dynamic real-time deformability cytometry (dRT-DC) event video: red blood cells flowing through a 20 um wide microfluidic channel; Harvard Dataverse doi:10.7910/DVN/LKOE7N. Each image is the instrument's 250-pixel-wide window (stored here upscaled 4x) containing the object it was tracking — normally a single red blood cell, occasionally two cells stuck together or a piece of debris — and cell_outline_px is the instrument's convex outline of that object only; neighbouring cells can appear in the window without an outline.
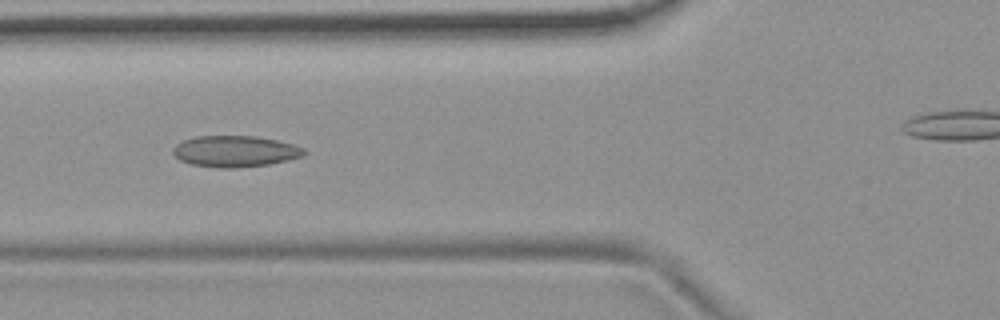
{"species": "common noctule bat (a hibernating species)", "species_latin": "Nyctalus noctula", "temperature_condition": "room temperature", "stored_images_in_passage": 46, "camera_frame_rate_fps": 3000, "um_per_image_px": 0.085, "animal": {"sex": "female", "body_mass_g": 19.9}, "frame": {"image": 1, "passage_image": 19, "time_ms": 6.0, "image_size_px": [1000, 320], "cell_outline_px": [[308, 152], [304, 156], [288, 160], [268, 164], [236, 168], [216, 168], [192, 164], [180, 160], [172, 152], [172, 148], [176, 144], [184, 140], [196, 136], [256, 136], [276, 140], [292, 144], [304, 148]], "centroid_in_image_um": [19.99, 12.86], "position_along_channel_um": 105.8, "area_um2": 23.93}}
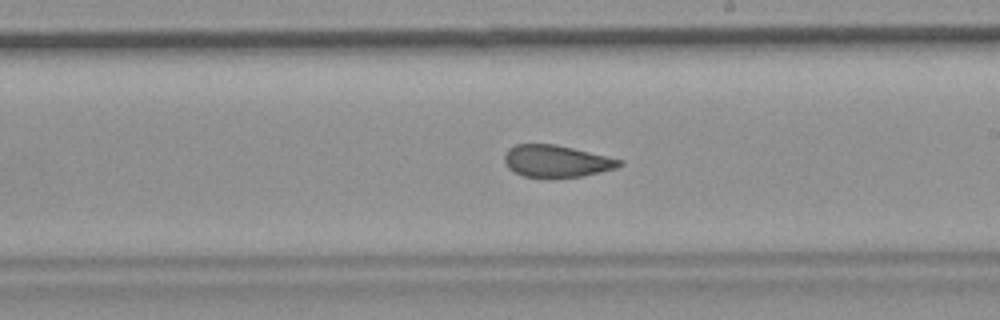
{"frame": {"image": 2, "passage_image": 30, "time_ms": 9.667, "image_size_px": [1000, 320], "cell_outline_px": [[624, 164], [616, 168], [584, 176], [524, 176], [508, 168], [504, 164], [504, 156], [508, 148], [516, 144], [556, 144], [608, 156], [624, 160]], "centroid_in_image_um": [47.32, 13.67], "position_along_channel_um": 241.7, "area_um2": 21.27}}
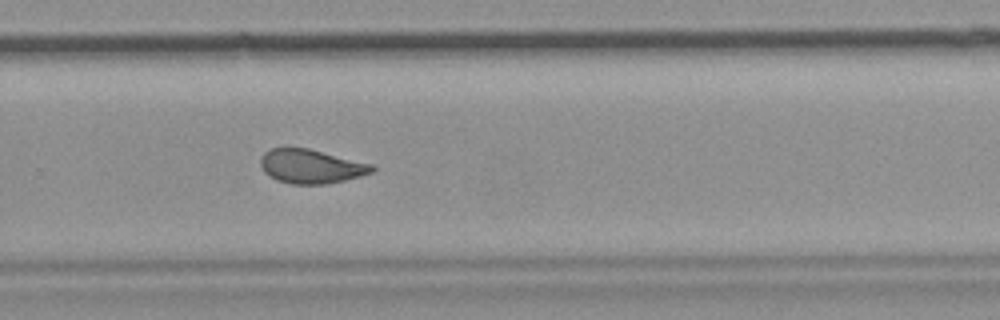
{"frame": {"image": 3, "passage_image": 35, "time_ms": 11.333, "image_size_px": [1000, 320], "cell_outline_px": [[376, 168], [372, 172], [360, 176], [328, 184], [292, 184], [276, 180], [264, 172], [260, 164], [260, 160], [264, 152], [272, 148], [308, 148], [372, 164]], "centroid_in_image_um": [26.43, 14.14], "position_along_channel_um": 303.4, "area_um2": 22.02}}